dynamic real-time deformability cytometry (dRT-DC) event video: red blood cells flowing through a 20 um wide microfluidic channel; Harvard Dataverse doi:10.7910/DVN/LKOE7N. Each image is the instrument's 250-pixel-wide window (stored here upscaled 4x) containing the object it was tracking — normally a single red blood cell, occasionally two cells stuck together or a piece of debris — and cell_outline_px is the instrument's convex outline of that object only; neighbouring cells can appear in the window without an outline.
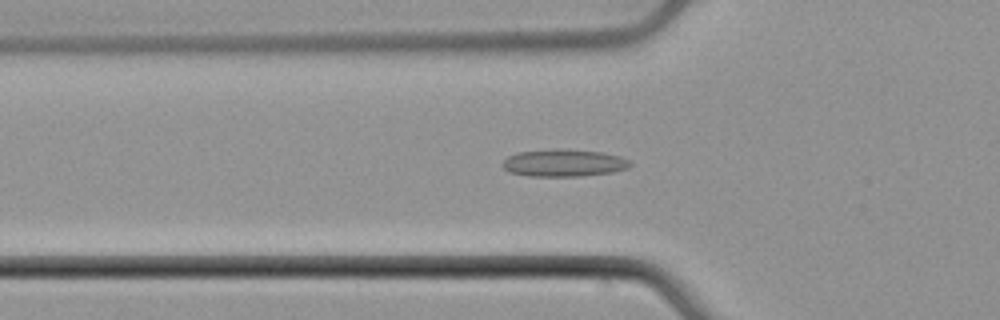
{"species": "common noctule bat (a hibernating species)", "species_latin": "Nyctalus noctula", "temperature_condition": "cold", "stored_images_in_passage": 51, "camera_frame_rate_fps": 3000, "um_per_image_px": 0.085, "animal": {"sex": "male", "body_mass_g": 21.5, "forearm_length_mm": 52.0}, "frame": {"image": 1, "passage_image": 17, "time_ms": 5.333, "image_size_px": [1000, 320], "cell_outline_px": [[632, 164], [628, 168], [612, 172], [580, 176], [528, 176], [508, 172], [504, 168], [504, 160], [508, 156], [516, 152], [552, 148], [556, 148], [600, 152], [620, 156], [628, 160]], "centroid_in_image_um": [47.9, 13.84], "position_along_channel_um": 77.9, "area_um2": 20.35}}
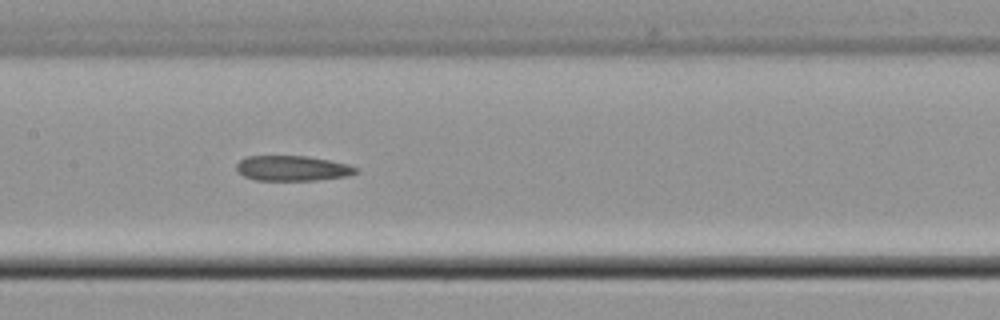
{"frame": {"image": 2, "passage_image": 25, "time_ms": 8.0, "image_size_px": [1000, 320], "cell_outline_px": [[360, 172], [348, 176], [316, 180], [256, 180], [244, 176], [236, 168], [236, 164], [240, 160], [248, 156], [304, 156], [328, 160], [348, 164], [360, 168]], "centroid_in_image_um": [24.91, 14.31], "position_along_channel_um": 182.5, "area_um2": 17.51}}
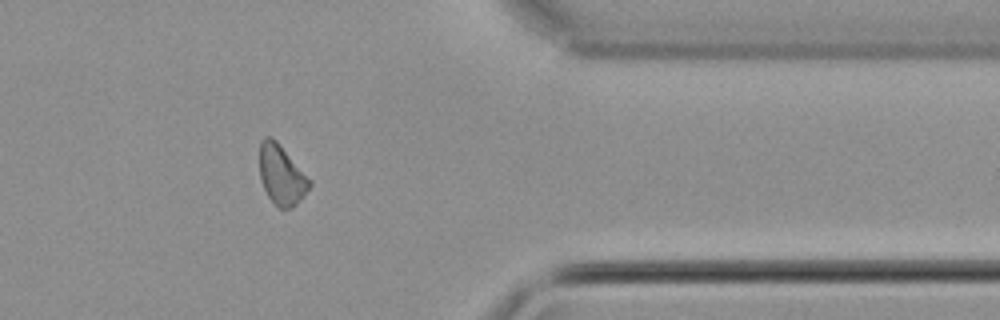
{"frame": {"image": 3, "passage_image": 42, "time_ms": 13.667, "image_size_px": [1000, 320], "cell_outline_px": [[312, 184], [300, 200], [292, 208], [280, 208], [268, 196], [260, 180], [260, 140], [264, 136], [272, 136], [276, 140], [312, 180]], "centroid_in_image_um": [23.93, 14.84], "position_along_channel_um": 387.5, "area_um2": 17.4}}